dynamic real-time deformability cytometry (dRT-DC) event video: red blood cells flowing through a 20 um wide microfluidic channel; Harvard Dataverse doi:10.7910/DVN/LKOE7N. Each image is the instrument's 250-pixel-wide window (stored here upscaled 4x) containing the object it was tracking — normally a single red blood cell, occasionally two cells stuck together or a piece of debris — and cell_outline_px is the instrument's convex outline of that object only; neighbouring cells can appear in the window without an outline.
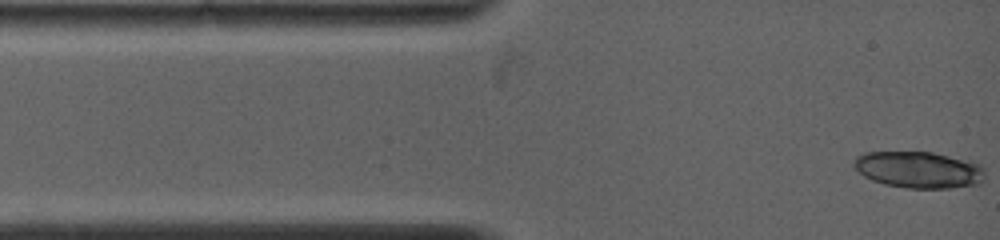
{"species": "common noctule bat (a hibernating species)", "species_latin": "Nyctalus noctula", "temperature_condition": "warm", "stored_images_in_passage": 7, "camera_frame_rate_fps": 5000, "um_per_image_px": 0.085, "animal": {"sex": "female", "body_mass_g": 19.0, "forearm_length_mm": 53.3}, "frame": {"image": 1, "passage_image": 1, "time_ms": 0.0, "image_size_px": [1000, 240], "cell_outline_px": [[984, 180], [980, 184], [948, 188], [904, 188], [884, 184], [872, 180], [864, 176], [852, 164], [852, 160], [856, 156], [864, 152], [932, 152], [980, 164], [984, 168]], "centroid_in_image_um": [78.07, 14.43], "position_along_channel_um": 6.9, "area_um2": 27.98}}